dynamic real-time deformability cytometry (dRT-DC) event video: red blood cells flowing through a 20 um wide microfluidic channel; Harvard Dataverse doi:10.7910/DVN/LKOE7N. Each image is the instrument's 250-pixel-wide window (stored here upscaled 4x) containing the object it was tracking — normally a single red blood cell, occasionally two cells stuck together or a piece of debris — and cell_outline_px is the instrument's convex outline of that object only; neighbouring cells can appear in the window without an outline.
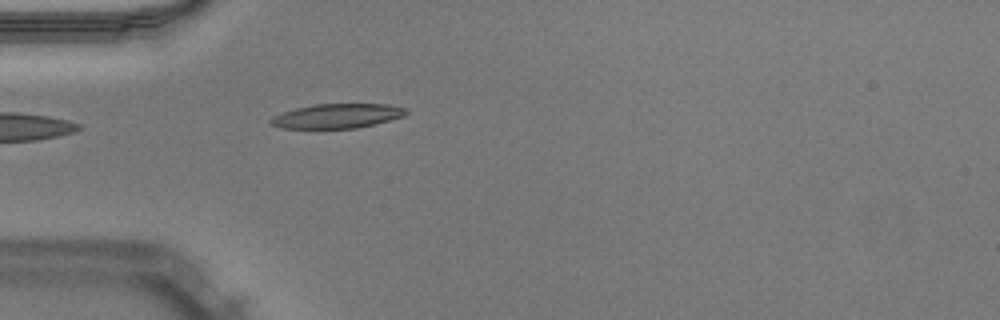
{"species": "Egyptian fruit bat (a non-hibernating species)", "species_latin": "Rousettus aegyptiacus", "temperature_condition": "warm", "stored_images_in_passage": 15, "camera_frame_rate_fps": 3000, "um_per_image_px": 0.085, "animal": {"sex": "male"}, "frame": {"image": 1, "passage_image": 1, "time_ms": 0.0, "image_size_px": [1000, 320], "cell_outline_px": [[408, 112], [404, 116], [356, 128], [280, 128], [268, 124], [268, 120], [272, 116], [296, 108], [316, 104], [388, 104], [408, 108]], "centroid_in_image_um": [28.63, 9.85], "position_along_channel_um": 56.4, "area_um2": 19.25}}
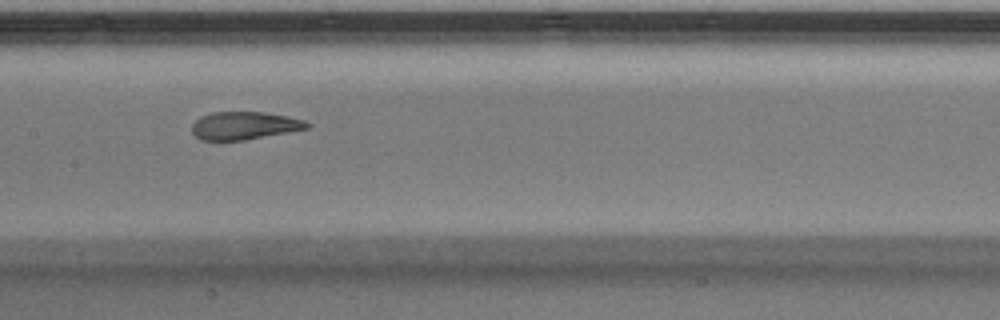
{"frame": {"image": 2, "passage_image": 11, "time_ms": 3.333, "image_size_px": [1000, 320], "cell_outline_px": [[312, 124], [308, 128], [288, 132], [244, 140], [200, 140], [192, 132], [192, 124], [200, 116], [212, 112], [264, 112], [288, 116], [304, 120]], "centroid_in_image_um": [20.77, 10.67], "position_along_channel_um": 186.6, "area_um2": 18.67}}